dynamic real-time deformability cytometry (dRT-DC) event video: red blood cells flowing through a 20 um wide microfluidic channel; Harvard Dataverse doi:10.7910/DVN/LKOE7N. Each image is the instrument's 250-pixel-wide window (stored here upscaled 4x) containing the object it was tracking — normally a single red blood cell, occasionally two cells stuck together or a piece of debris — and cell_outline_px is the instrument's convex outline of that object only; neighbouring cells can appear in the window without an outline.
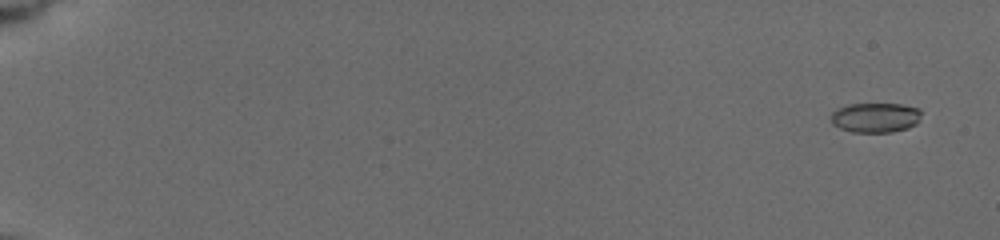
{"species": "common noctule bat (a hibernating species)", "species_latin": "Nyctalus noctula", "temperature_condition": "cold", "stored_images_in_passage": 38, "camera_frame_rate_fps": 3000, "um_per_image_px": 0.085, "animal": {"sex": "female", "body_mass_g": 19.5, "forearm_length_mm": 54.1}, "frame": {"image": 1, "passage_image": 2, "time_ms": 1.0, "image_size_px": [1000, 240], "cell_outline_px": [[920, 116], [916, 124], [908, 128], [892, 132], [852, 132], [840, 128], [832, 124], [828, 116], [836, 108], [848, 104], [900, 104], [920, 108]], "centroid_in_image_um": [74.36, 9.99], "position_along_channel_um": 10.6, "area_um2": 15.9}}
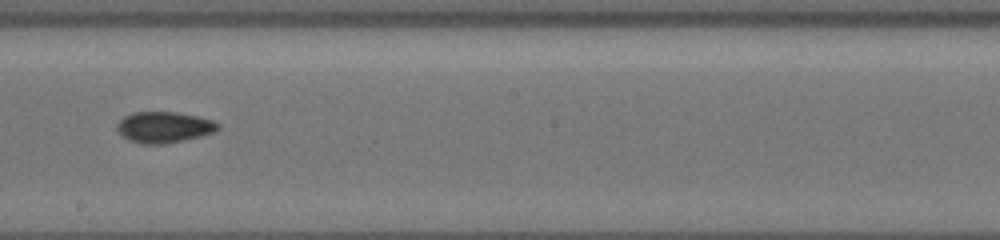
{"frame": {"image": 2, "passage_image": 23, "time_ms": 12.0, "image_size_px": [1000, 240], "cell_outline_px": [[220, 128], [216, 132], [200, 136], [164, 144], [140, 144], [128, 140], [116, 128], [116, 124], [124, 116], [132, 112], [176, 112], [200, 116], [212, 120], [220, 124]], "centroid_in_image_um": [13.96, 10.8], "position_along_channel_um": 234.2, "area_um2": 18.38}}
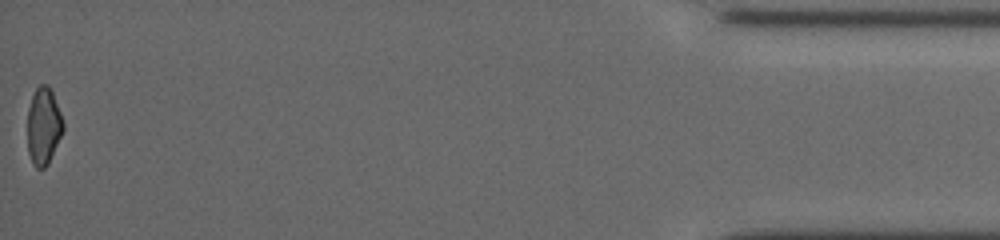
{"frame": {"image": 3, "passage_image": 38, "time_ms": 19.333, "image_size_px": [1000, 240], "cell_outline_px": [[64, 128], [48, 164], [44, 168], [36, 168], [32, 164], [28, 152], [28, 108], [32, 96], [36, 88], [40, 84], [48, 84], [52, 92], [60, 112], [64, 124]], "centroid_in_image_um": [3.69, 10.72], "position_along_channel_um": 431.5, "area_um2": 15.95}, "authors_computed_cell_mechanics": {"area_um2": 16.762, "velocity_mm_per_s": 3.764, "shape_relaxation_time_tau1_ms": 6.5511, "shape_relaxation_time_tau2_ms": 8.0848, "deformation_change_tau1": 0.1265, "deformation_change_tau2": 0.1038}}